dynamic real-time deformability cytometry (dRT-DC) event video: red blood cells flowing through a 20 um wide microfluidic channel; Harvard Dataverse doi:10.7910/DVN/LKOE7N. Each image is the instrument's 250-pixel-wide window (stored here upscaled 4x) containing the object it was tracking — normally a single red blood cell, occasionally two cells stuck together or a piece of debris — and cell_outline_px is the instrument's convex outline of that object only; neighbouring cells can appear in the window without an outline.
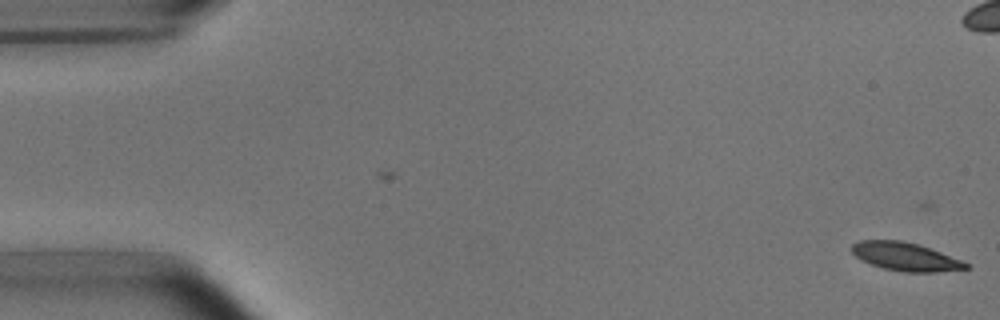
{"species": "common noctule bat (a hibernating species)", "species_latin": "Nyctalus noctula", "temperature_condition": "room temperature", "stored_images_in_passage": 3, "camera_frame_rate_fps": 3000, "um_per_image_px": 0.085, "animal": {"sex": "male", "body_mass_g": 15.6}, "frame": {"image": 1, "passage_image": 3, "time_ms": 0.667, "image_size_px": [1000, 320], "cell_outline_px": [[968, 268], [936, 272], [904, 272], [884, 268], [860, 260], [852, 252], [852, 244], [860, 240], [900, 240], [916, 244], [940, 252], [960, 260], [968, 264]], "centroid_in_image_um": [76.91, 21.81], "position_along_channel_um": 8.1, "area_um2": 18.44}}